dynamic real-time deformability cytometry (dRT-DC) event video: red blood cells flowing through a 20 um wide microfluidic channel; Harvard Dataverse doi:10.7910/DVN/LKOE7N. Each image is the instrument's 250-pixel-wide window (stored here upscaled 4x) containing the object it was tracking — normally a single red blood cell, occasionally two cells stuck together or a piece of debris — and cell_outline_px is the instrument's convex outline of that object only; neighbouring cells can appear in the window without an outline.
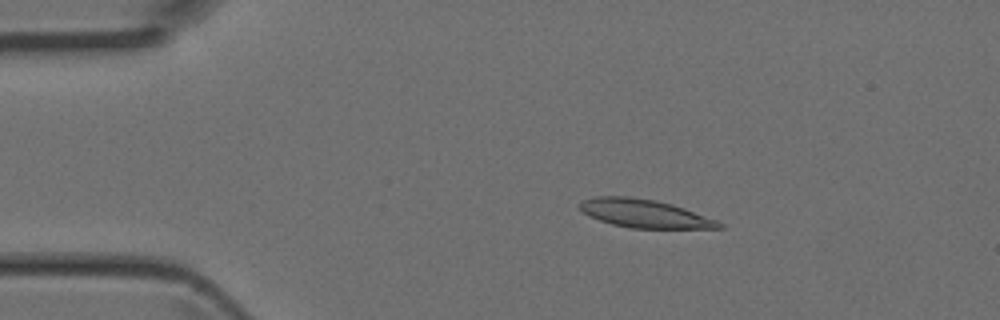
{"species": "Egyptian fruit bat (a non-hibernating species)", "species_latin": "Rousettus aegyptiacus", "temperature_condition": "room temperature", "stored_images_in_passage": 2, "camera_frame_rate_fps": 3000, "um_per_image_px": 0.085, "animal": {"sex": "female"}, "frame": {"image": 1, "passage_image": 1, "time_ms": 0.0, "image_size_px": [1000, 320], "cell_outline_px": [[724, 228], [632, 228], [612, 224], [588, 216], [580, 208], [580, 204], [584, 200], [596, 196], [628, 196], [656, 200], [672, 204], [684, 208], [716, 220], [724, 224]], "centroid_in_image_um": [54.79, 18.15], "position_along_channel_um": 30.2, "area_um2": 22.72}}